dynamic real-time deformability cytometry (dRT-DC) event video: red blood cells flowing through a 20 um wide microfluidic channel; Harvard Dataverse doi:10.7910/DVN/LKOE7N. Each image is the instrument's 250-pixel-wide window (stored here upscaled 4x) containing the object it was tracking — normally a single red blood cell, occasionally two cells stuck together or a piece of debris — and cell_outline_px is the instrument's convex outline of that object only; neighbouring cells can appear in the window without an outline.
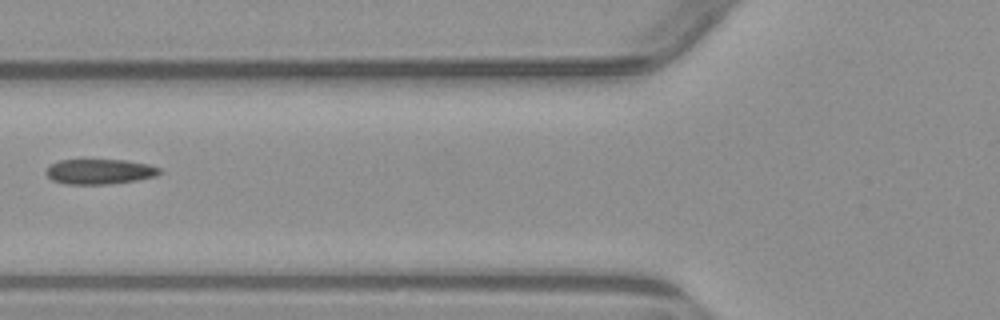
{"species": "common noctule bat (a hibernating species)", "species_latin": "Nyctalus noctula", "temperature_condition": "warm", "stored_images_in_passage": 5, "camera_frame_rate_fps": 3000, "um_per_image_px": 0.085, "animal": {"sex": "male", "body_mass_g": 23.1, "forearm_length_mm": 52.7}, "frame": {"image": 1, "passage_image": 4, "time_ms": 4.667, "image_size_px": [1000, 320], "cell_outline_px": [[164, 172], [156, 176], [136, 180], [108, 184], [64, 184], [52, 180], [44, 172], [48, 164], [60, 160], [124, 160], [148, 164], [160, 168]], "centroid_in_image_um": [8.45, 14.58], "position_along_channel_um": 117.4, "area_um2": 16.76}}
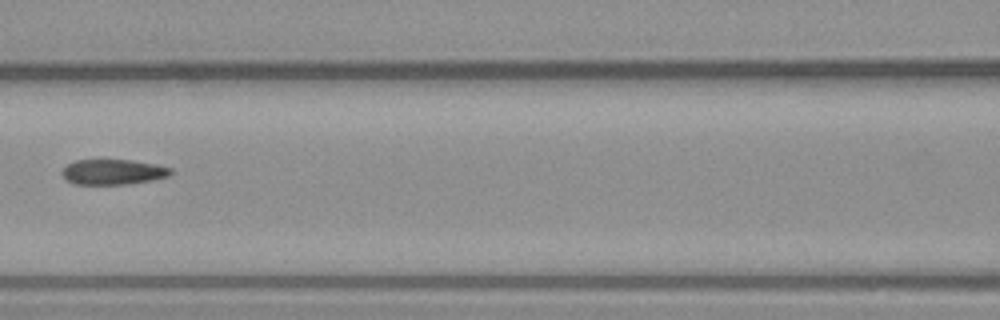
{"frame": {"image": 2, "passage_image": 5, "time_ms": 5.667, "image_size_px": [1000, 320], "cell_outline_px": [[172, 172], [168, 176], [152, 180], [128, 184], [76, 184], [68, 180], [60, 172], [68, 164], [76, 160], [132, 160], [156, 164], [172, 168]], "centroid_in_image_um": [9.63, 14.61], "position_along_channel_um": 157.0, "area_um2": 15.9}}